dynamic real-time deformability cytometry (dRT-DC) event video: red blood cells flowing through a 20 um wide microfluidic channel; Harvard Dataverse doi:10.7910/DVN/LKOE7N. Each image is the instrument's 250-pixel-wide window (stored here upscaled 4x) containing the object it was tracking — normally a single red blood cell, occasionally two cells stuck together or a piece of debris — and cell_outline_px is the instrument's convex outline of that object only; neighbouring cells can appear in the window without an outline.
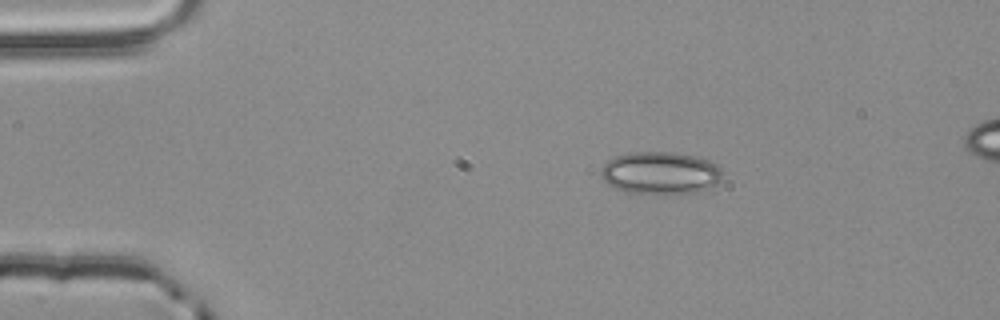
{"species": "common noctule bat (a hibernating species)", "species_latin": "Nyctalus noctula", "temperature_condition": "room temperature", "stored_images_in_passage": 3, "segment_of_instrument_passage": [1, 2], "camera_frame_rate_fps": 3000, "um_per_image_px": 0.085, "animal": {"sex": "male", "body_mass_g": 20.4}, "frame": {"image": 1, "passage_image": 1, "time_ms": 0.0, "image_size_px": [1000, 320], "cell_outline_px": [[724, 172], [720, 180], [716, 184], [708, 188], [696, 192], [628, 192], [616, 188], [608, 184], [600, 176], [600, 168], [608, 160], [616, 156], [628, 152], [672, 152], [696, 156], [708, 160], [716, 164]], "centroid_in_image_um": [56.12, 14.67], "position_along_channel_um": 28.9, "area_um2": 29.77}}